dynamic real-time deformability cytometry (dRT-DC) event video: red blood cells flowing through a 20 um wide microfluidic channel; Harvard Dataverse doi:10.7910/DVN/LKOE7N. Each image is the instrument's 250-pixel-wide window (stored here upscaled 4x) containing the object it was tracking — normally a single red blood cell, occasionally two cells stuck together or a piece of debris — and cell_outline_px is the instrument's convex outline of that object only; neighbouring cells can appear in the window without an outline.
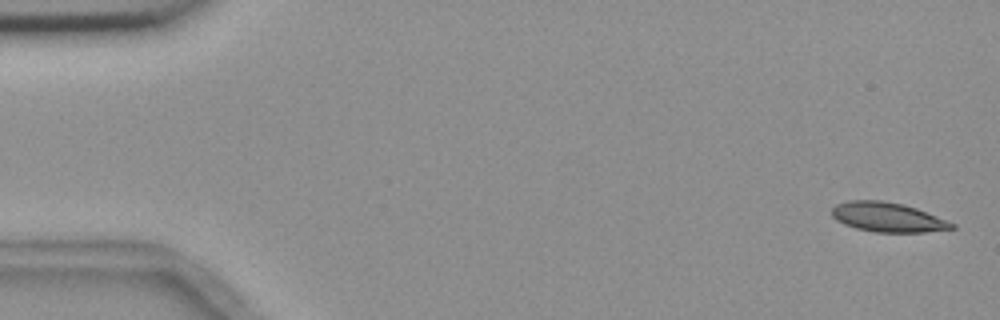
{"species": "common noctule bat (a hibernating species)", "species_latin": "Nyctalus noctula", "temperature_condition": "room temperature", "stored_images_in_passage": 3, "camera_frame_rate_fps": 3000, "um_per_image_px": 0.085, "animal": {"sex": "female", "body_mass_g": 18.4}, "frame": {"image": 1, "passage_image": 1, "time_ms": 0.0, "image_size_px": [1000, 320], "cell_outline_px": [[956, 228], [924, 232], [876, 232], [856, 228], [844, 224], [836, 220], [832, 216], [832, 208], [836, 204], [848, 200], [884, 200], [904, 204], [916, 208], [956, 224]], "centroid_in_image_um": [75.43, 18.45], "position_along_channel_um": 9.6, "area_um2": 20.63}}